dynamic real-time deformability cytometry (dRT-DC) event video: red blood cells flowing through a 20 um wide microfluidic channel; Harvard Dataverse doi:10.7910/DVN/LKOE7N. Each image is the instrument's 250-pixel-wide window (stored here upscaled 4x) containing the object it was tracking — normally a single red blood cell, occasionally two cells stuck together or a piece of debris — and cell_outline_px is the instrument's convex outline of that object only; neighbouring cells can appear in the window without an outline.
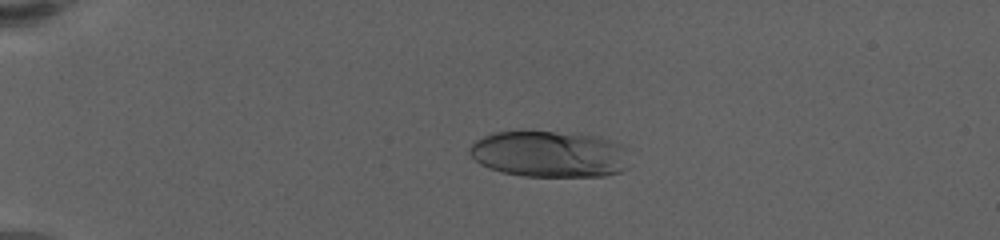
{"species": "human", "species_latin": "Homo sapiens", "temperature_condition": "warm", "stored_images_in_passage": 60, "camera_frame_rate_fps": 3000, "um_per_image_px": 0.085, "donor": {"sex": "female"}, "frame": {"image": 1, "passage_image": 14, "time_ms": 4.333, "image_size_px": [1000, 240], "cell_outline_px": [[628, 168], [620, 172], [604, 176], [524, 176], [500, 172], [480, 164], [468, 152], [468, 148], [476, 140], [484, 136], [496, 132], [580, 132], [600, 136], [612, 140], [620, 144], [624, 148]], "centroid_in_image_um": [46.72, 13.09], "position_along_channel_um": 38.3, "area_um2": 43.47}}
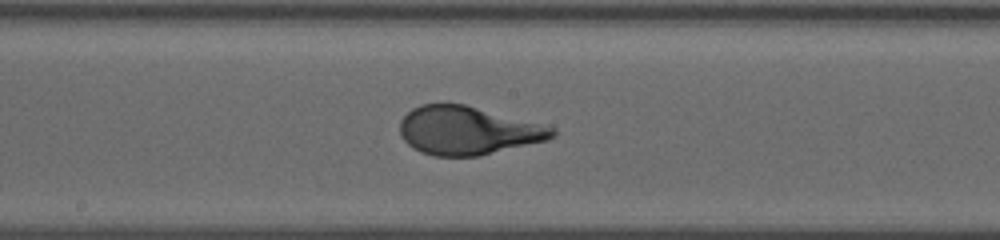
{"frame": {"image": 2, "passage_image": 34, "time_ms": 11.0, "image_size_px": [1000, 240], "cell_outline_px": [[556, 132], [552, 136], [544, 140], [480, 156], [432, 156], [420, 152], [412, 148], [400, 136], [400, 120], [412, 108], [420, 104], [464, 104], [556, 128]], "centroid_in_image_um": [39.68, 11.1], "position_along_channel_um": 208.5, "area_um2": 42.54}}
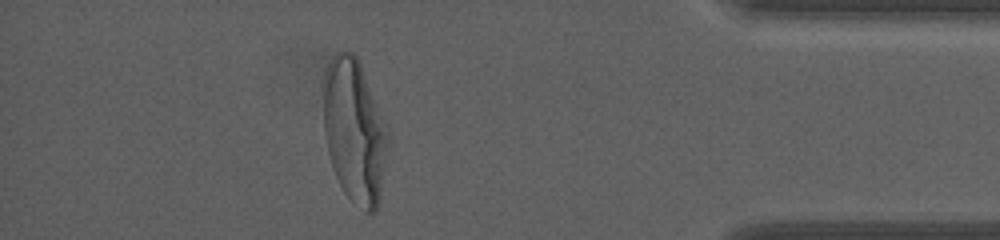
{"frame": {"image": 3, "passage_image": 54, "time_ms": 17.667, "image_size_px": [1000, 240], "cell_outline_px": [[388, 140], [380, 192], [376, 212], [364, 212], [344, 192], [332, 168], [328, 152], [324, 132], [324, 92], [328, 64], [332, 56], [336, 52], [352, 52], [356, 56], [360, 64], [388, 124]], "centroid_in_image_um": [30.14, 11.13], "position_along_channel_um": 405.1, "area_um2": 53.47}, "authors_computed_cell_mechanics": {"area_um2": 44.0725, "velocity_mm_per_s": 3.4398, "shape_relaxation_time_tau1_ms": 4.8922, "shape_relaxation_time_tau2_ms": null, "deformation_change_tau1": 0.2681, "deformation_change_tau2": null}}